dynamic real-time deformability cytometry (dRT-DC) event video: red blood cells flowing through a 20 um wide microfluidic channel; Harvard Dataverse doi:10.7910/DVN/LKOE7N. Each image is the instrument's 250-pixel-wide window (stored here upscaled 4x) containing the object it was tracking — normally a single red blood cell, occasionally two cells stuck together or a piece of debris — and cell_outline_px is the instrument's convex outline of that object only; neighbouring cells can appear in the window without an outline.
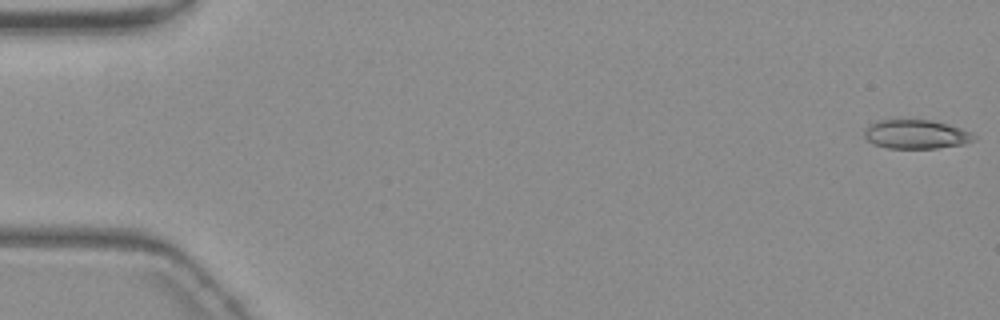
{"species": "common noctule bat (a hibernating species)", "species_latin": "Nyctalus noctula", "temperature_condition": "warm", "stored_images_in_passage": 21, "camera_frame_rate_fps": 3000, "um_per_image_px": 0.085, "animal": {"sex": "female", "body_mass_g": 19.3, "forearm_length_mm": 54.1}, "frame": {"image": 1, "passage_image": 1, "time_ms": 0.0, "image_size_px": [1000, 320], "cell_outline_px": [[976, 140], [964, 144], [936, 148], [888, 148], [876, 144], [868, 140], [864, 136], [864, 128], [880, 120], [932, 120], [948, 124], [972, 132], [976, 136]], "centroid_in_image_um": [77.91, 11.41], "position_along_channel_um": 7.1, "area_um2": 18.44}}
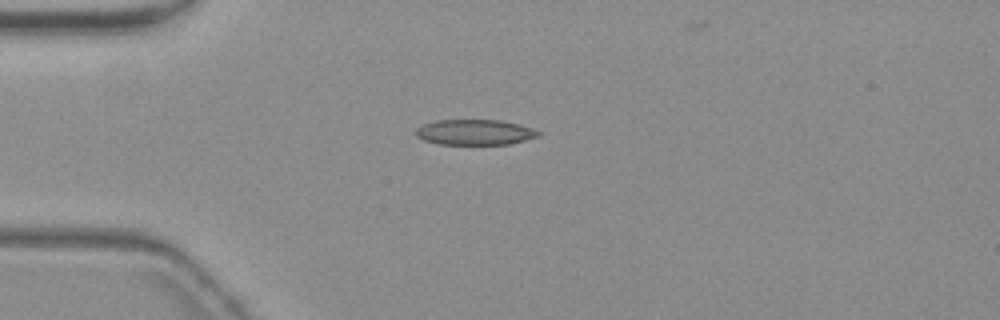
{"frame": {"image": 2, "passage_image": 15, "time_ms": 4.667, "image_size_px": [1000, 320], "cell_outline_px": [[544, 132], [540, 136], [508, 144], [440, 144], [424, 140], [416, 136], [416, 128], [424, 124], [436, 120], [500, 120], [532, 128]], "centroid_in_image_um": [40.38, 11.24], "position_along_channel_um": 44.6, "area_um2": 18.09}}
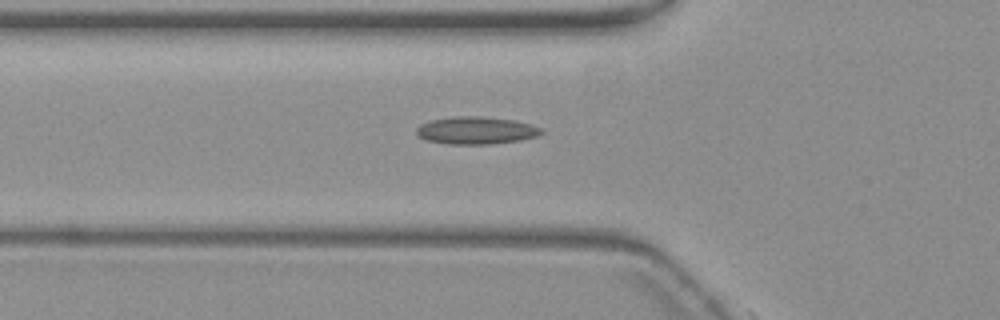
{"frame": {"image": 3, "passage_image": 20, "time_ms": 6.333, "image_size_px": [1000, 320], "cell_outline_px": [[544, 132], [536, 136], [520, 140], [492, 144], [448, 144], [428, 140], [420, 136], [416, 132], [416, 128], [420, 124], [432, 120], [452, 116], [480, 116], [516, 120], [532, 124], [544, 128]], "centroid_in_image_um": [40.52, 11.08], "position_along_channel_um": 85.3, "area_um2": 20.11}}